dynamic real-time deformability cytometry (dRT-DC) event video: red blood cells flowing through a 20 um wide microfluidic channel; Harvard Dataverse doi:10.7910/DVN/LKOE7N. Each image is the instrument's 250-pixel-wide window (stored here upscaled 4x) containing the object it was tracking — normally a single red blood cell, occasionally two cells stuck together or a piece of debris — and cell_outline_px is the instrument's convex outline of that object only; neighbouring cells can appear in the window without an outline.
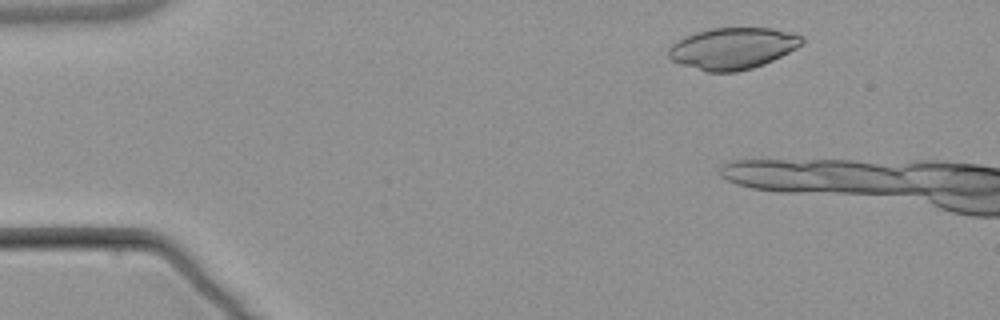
{"species": "common noctule bat (a hibernating species)", "species_latin": "Nyctalus noctula", "temperature_condition": "warm", "stored_images_in_passage": 5, "camera_frame_rate_fps": 3000, "um_per_image_px": 0.085, "animal": {"sex": "male", "body_mass_g": 21.5, "forearm_length_mm": 52.0}, "frame": {"image": 1, "passage_image": 2, "time_ms": 1.0, "image_size_px": [1000, 320], "cell_outline_px": [[804, 40], [796, 48], [764, 64], [752, 68], [736, 72], [708, 72], [680, 64], [672, 60], [668, 56], [668, 48], [676, 40], [684, 36], [696, 32], [712, 28], [772, 28], [792, 32], [804, 36]], "centroid_in_image_um": [62.26, 4.1], "position_along_channel_um": 22.7, "area_um2": 32.31}}